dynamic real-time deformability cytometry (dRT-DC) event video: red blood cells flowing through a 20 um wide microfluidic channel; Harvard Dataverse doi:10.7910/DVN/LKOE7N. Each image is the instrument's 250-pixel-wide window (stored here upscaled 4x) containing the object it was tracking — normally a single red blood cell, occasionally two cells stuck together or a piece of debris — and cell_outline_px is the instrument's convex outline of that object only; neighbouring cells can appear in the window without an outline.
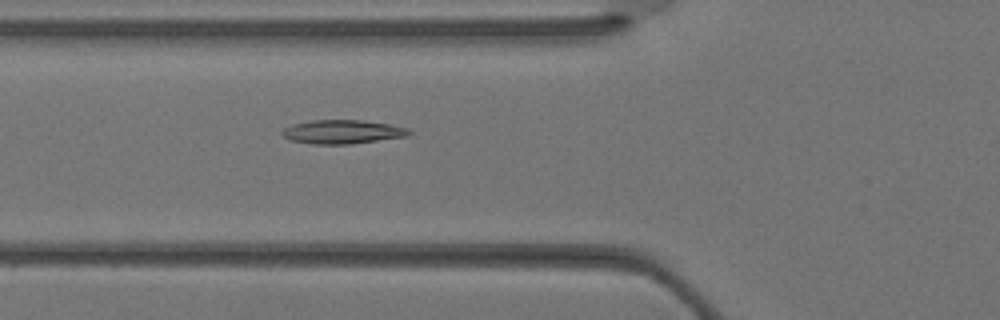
{"species": "Egyptian fruit bat (a non-hibernating species)", "species_latin": "Rousettus aegyptiacus", "temperature_condition": "warm", "stored_images_in_passage": 25, "camera_frame_rate_fps": 3000, "um_per_image_px": 0.085, "animal": {"sex": "female"}, "frame": {"image": 1, "passage_image": 4, "time_ms": 1.0, "image_size_px": [1000, 320], "cell_outline_px": [[412, 132], [408, 136], [348, 144], [312, 144], [288, 140], [280, 132], [284, 128], [292, 124], [312, 120], [364, 120], [388, 124], [408, 128]], "centroid_in_image_um": [29.08, 11.2], "position_along_channel_um": 96.7, "area_um2": 17.63}}
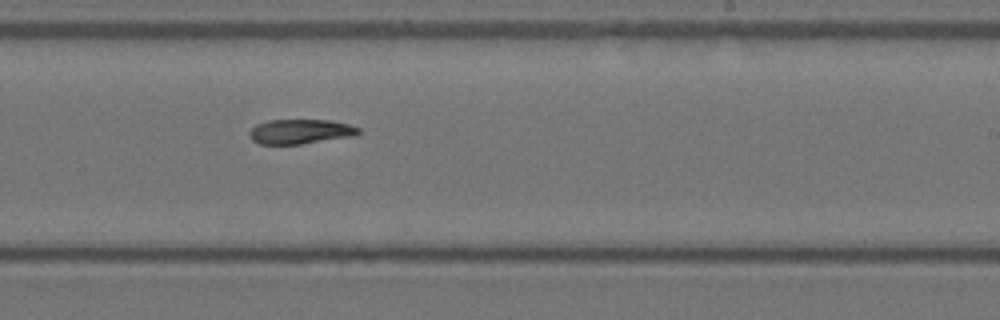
{"frame": {"image": 2, "passage_image": 13, "time_ms": 4.0, "image_size_px": [1000, 320], "cell_outline_px": [[360, 132], [356, 136], [300, 144], [260, 144], [252, 140], [248, 136], [248, 132], [256, 124], [268, 120], [332, 120], [348, 124], [360, 128]], "centroid_in_image_um": [25.53, 11.18], "position_along_channel_um": 263.5, "area_um2": 15.84}}
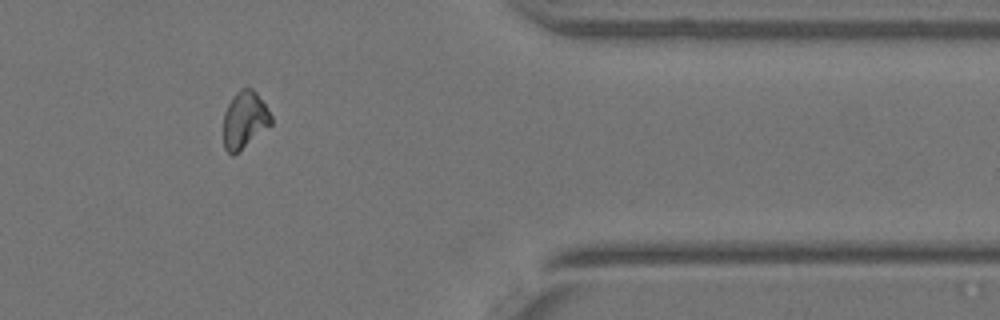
{"frame": {"image": 3, "passage_image": 21, "time_ms": 6.667, "image_size_px": [1000, 320], "cell_outline_px": [[272, 124], [232, 156], [224, 148], [224, 112], [232, 96], [240, 88], [252, 88], [256, 92], [272, 116]], "centroid_in_image_um": [20.78, 10.17], "position_along_channel_um": 390.6, "area_um2": 15.66}}